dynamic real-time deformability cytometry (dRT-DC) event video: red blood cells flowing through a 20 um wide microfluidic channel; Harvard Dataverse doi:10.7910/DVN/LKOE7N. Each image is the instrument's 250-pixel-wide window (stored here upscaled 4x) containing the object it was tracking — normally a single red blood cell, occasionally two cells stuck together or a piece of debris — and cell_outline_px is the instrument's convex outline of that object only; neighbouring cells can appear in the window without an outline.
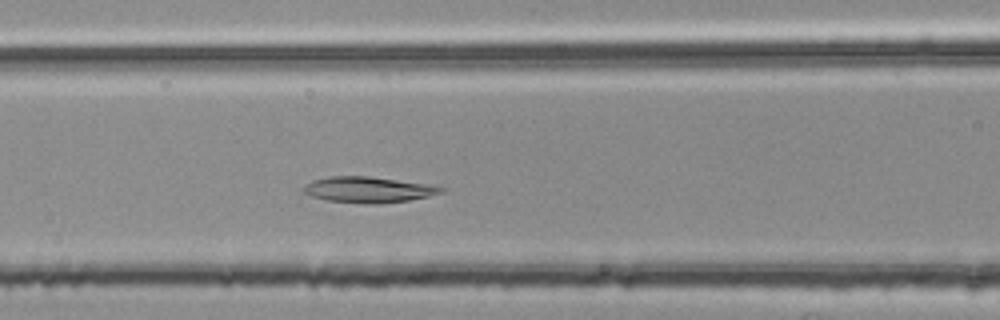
{"species": "common noctule bat (a hibernating species)", "species_latin": "Nyctalus noctula", "temperature_condition": "room temperature", "stored_images_in_passage": 44, "camera_frame_rate_fps": 3000, "um_per_image_px": 0.085, "animal": {"sex": "female", "body_mass_g": 25.1}, "frame": {"image": 1, "passage_image": 17, "time_ms": 5.333, "image_size_px": [1000, 320], "cell_outline_px": [[444, 188], [440, 192], [428, 196], [408, 200], [380, 204], [368, 204], [324, 200], [300, 192], [300, 188], [304, 184], [312, 180], [328, 176], [368, 176], [440, 184]], "centroid_in_image_um": [31.29, 16.11], "position_along_channel_um": 135.3, "area_um2": 21.33}}
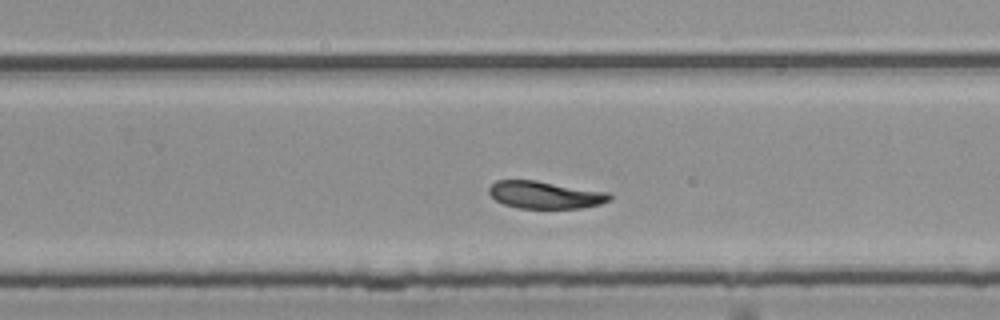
{"frame": {"image": 2, "passage_image": 29, "time_ms": 9.333, "image_size_px": [1000, 320], "cell_outline_px": [[612, 200], [600, 204], [580, 208], [520, 208], [504, 204], [496, 200], [488, 192], [488, 188], [496, 180], [536, 180], [608, 192], [612, 196]], "centroid_in_image_um": [46.35, 16.56], "position_along_channel_um": 283.5, "area_um2": 19.25}}
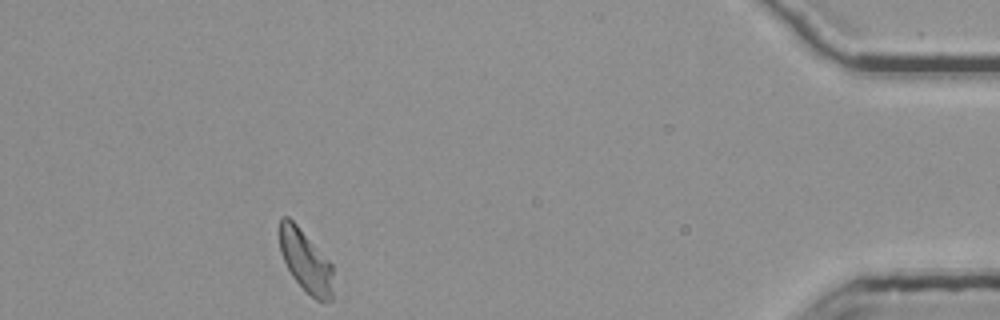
{"frame": {"image": 3, "passage_image": 44, "time_ms": 14.333, "image_size_px": [1000, 320], "cell_outline_px": [[332, 300], [316, 300], [292, 276], [280, 252], [280, 216], [288, 216], [296, 224], [332, 264]], "centroid_in_image_um": [25.97, 22.17], "position_along_channel_um": 409.2, "area_um2": 18.84}, "authors_computed_cell_mechanics": {"area_um2": 20.2589, "velocity_mm_per_s": 3.7152, "shape_relaxation_time_tau1_ms": 4.4232, "shape_relaxation_time_tau2_ms": 10.7622, "deformation_change_tau1": 0.12, "deformation_change_tau2": 0.1339}}